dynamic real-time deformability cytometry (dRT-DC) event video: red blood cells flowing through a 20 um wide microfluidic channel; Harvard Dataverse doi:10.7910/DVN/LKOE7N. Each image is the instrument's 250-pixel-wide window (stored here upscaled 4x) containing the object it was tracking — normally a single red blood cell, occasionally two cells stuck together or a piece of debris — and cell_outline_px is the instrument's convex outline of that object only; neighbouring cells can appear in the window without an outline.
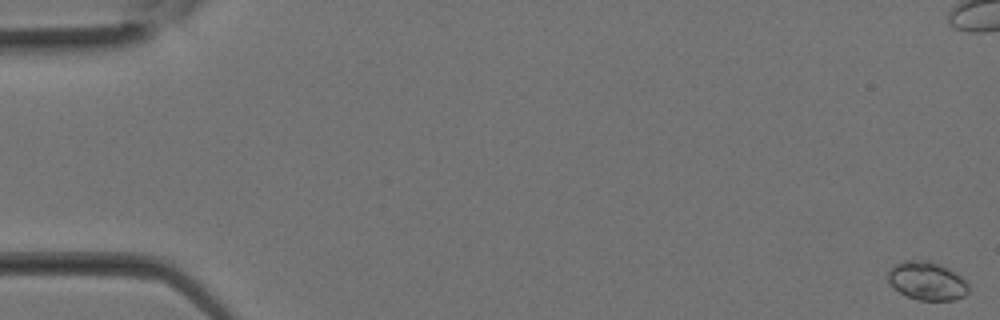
{"species": "Egyptian fruit bat (a non-hibernating species)", "species_latin": "Rousettus aegyptiacus", "temperature_condition": "room temperature", "stored_images_in_passage": 29, "camera_frame_rate_fps": 3000, "um_per_image_px": 0.085, "animal": {"sex": "female"}, "frame": {"image": 1, "passage_image": 1, "time_ms": 0.0, "image_size_px": [1000, 320], "cell_outline_px": [[968, 292], [964, 296], [952, 300], [916, 300], [900, 292], [888, 280], [888, 272], [896, 264], [904, 260], [928, 260], [940, 264], [956, 272], [968, 284]], "centroid_in_image_um": [78.81, 23.87], "position_along_channel_um": 6.2, "area_um2": 17.86}}